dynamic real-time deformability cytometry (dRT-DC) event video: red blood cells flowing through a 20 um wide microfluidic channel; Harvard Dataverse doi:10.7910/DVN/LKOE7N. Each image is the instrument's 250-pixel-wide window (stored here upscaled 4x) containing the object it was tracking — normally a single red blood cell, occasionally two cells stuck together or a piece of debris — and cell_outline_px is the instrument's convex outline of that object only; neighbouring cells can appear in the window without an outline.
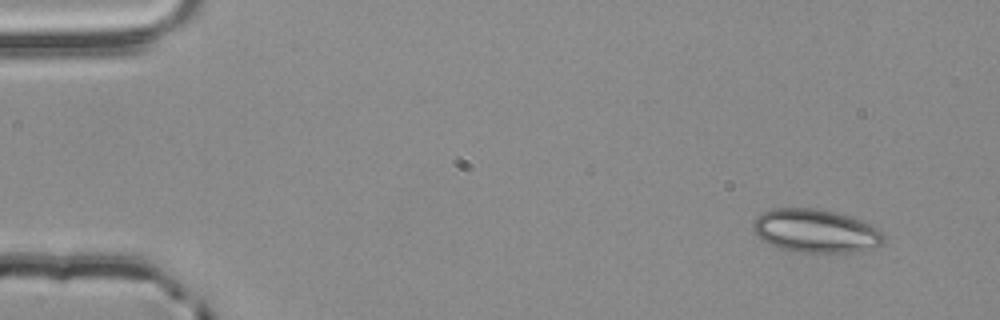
{"species": "common noctule bat (a hibernating species)", "species_latin": "Nyctalus noctula", "temperature_condition": "room temperature", "stored_images_in_passage": 3, "camera_frame_rate_fps": 3000, "um_per_image_px": 0.085, "animal": {"sex": "male", "body_mass_g": 20.4}, "frame": {"image": 1, "passage_image": 1, "time_ms": 0.0, "image_size_px": [1000, 320], "cell_outline_px": [[884, 240], [880, 244], [872, 248], [852, 252], [800, 252], [780, 248], [768, 244], [760, 240], [752, 232], [752, 224], [756, 216], [760, 212], [772, 208], [816, 208], [852, 216], [872, 224], [880, 228], [884, 232]], "centroid_in_image_um": [69.3, 19.61], "position_along_channel_um": 15.7, "area_um2": 33.58}}